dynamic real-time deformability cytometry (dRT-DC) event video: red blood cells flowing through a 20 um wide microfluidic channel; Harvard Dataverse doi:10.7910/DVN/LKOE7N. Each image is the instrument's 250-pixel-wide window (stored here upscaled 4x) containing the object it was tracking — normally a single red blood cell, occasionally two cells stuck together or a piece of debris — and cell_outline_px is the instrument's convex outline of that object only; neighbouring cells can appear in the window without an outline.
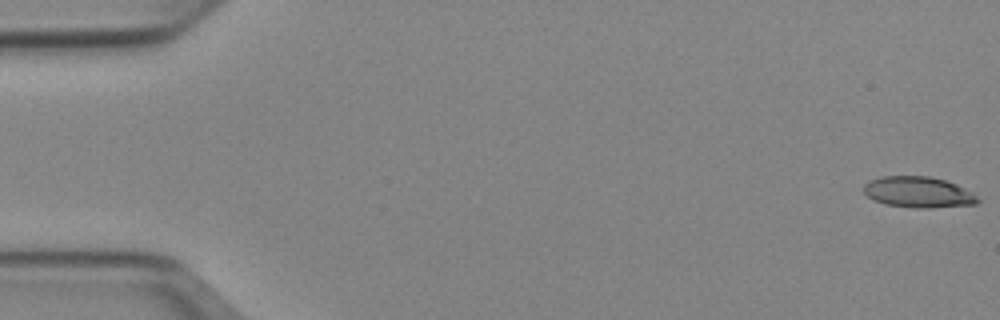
{"species": "Egyptian fruit bat (a non-hibernating species)", "species_latin": "Rousettus aegyptiacus", "temperature_condition": "cold", "stored_images_in_passage": 52, "camera_frame_rate_fps": 3000, "um_per_image_px": 0.085, "animal": {"sex": "female"}, "frame": {"image": 1, "passage_image": 1, "time_ms": 0.0, "image_size_px": [1000, 320], "cell_outline_px": [[980, 200], [976, 204], [928, 208], [912, 208], [884, 204], [872, 200], [864, 192], [864, 184], [868, 180], [880, 176], [928, 176], [944, 180], [956, 184], [972, 192]], "centroid_in_image_um": [78.02, 16.33], "position_along_channel_um": 7.0, "area_um2": 20.69}}
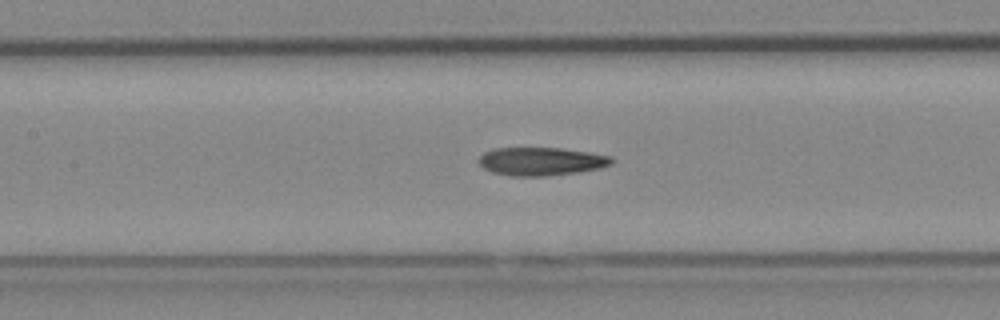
{"frame": {"image": 2, "passage_image": 24, "time_ms": 7.667, "image_size_px": [1000, 320], "cell_outline_px": [[616, 160], [612, 164], [600, 168], [576, 172], [544, 176], [512, 176], [492, 172], [484, 168], [480, 164], [480, 156], [484, 152], [492, 148], [560, 148], [592, 152], [612, 156]], "centroid_in_image_um": [46.05, 13.71], "position_along_channel_um": 161.4, "area_um2": 21.91}}
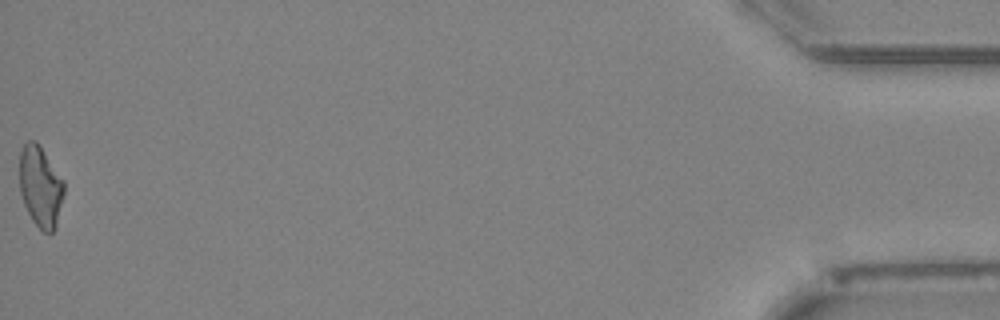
{"frame": {"image": 3, "passage_image": 52, "time_ms": 17.0, "image_size_px": [1000, 320], "cell_outline_px": [[64, 192], [56, 228], [52, 232], [44, 232], [32, 220], [24, 204], [20, 192], [20, 152], [24, 144], [28, 140], [36, 140], [64, 180]], "centroid_in_image_um": [3.44, 15.85], "position_along_channel_um": 431.8, "area_um2": 20.92}, "authors_computed_cell_mechanics": {"area_um2": 21.5594, "velocity_mm_per_s": 3.9475, "shape_relaxation_time_tau1_ms": 10.4703, "shape_relaxation_time_tau2_ms": 5.194, "deformation_change_tau1": 0.2524, "deformation_change_tau2": 0.1717}}